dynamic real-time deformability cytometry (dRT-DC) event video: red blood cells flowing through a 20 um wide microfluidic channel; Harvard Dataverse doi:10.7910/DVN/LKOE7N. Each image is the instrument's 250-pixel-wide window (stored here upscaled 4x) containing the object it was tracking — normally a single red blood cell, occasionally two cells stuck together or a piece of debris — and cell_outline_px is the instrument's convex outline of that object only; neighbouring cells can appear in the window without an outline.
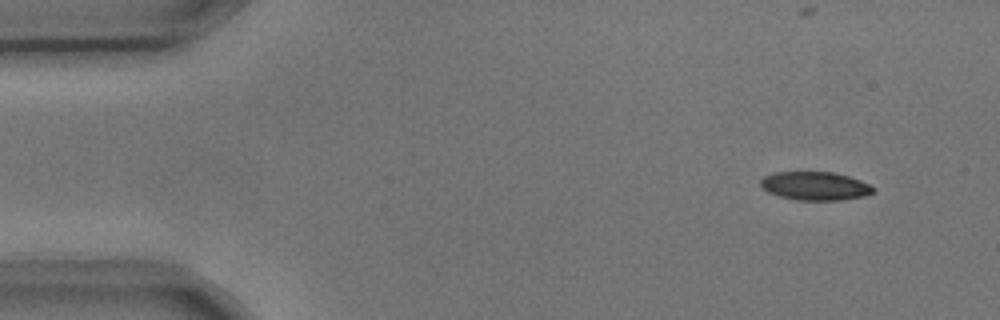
{"species": "common noctule bat (a hibernating species)", "species_latin": "Nyctalus noctula", "temperature_condition": "cold", "stored_images_in_passage": 5, "segment_of_instrument_passage": [1, 2], "camera_frame_rate_fps": 3000, "um_per_image_px": 0.085, "animal": {"sex": "male", "body_mass_g": 17.9, "forearm_length_mm": 54.2}, "frame": {"image": 1, "passage_image": 1, "time_ms": 0.0, "image_size_px": [1000, 320], "cell_outline_px": [[876, 192], [864, 196], [840, 200], [796, 200], [780, 196], [768, 192], [760, 184], [760, 180], [764, 176], [776, 172], [836, 172], [860, 180], [876, 188]], "centroid_in_image_um": [69.31, 15.8], "position_along_channel_um": 15.7, "area_um2": 18.73}}